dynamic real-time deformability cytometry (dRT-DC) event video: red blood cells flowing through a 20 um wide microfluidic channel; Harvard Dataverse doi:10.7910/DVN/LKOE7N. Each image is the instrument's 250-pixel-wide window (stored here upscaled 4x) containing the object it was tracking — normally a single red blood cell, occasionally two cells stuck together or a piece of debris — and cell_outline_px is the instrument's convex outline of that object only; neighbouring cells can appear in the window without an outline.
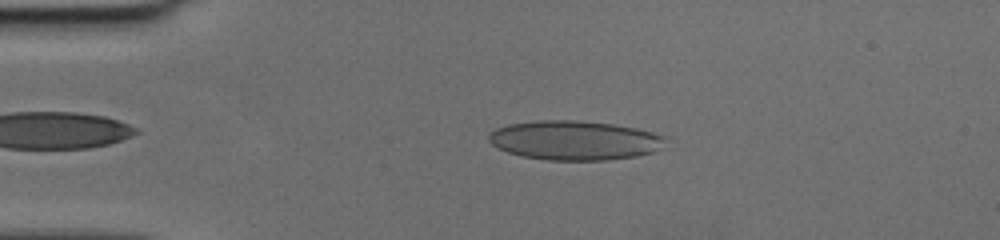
{"species": "human", "species_latin": "Homo sapiens", "temperature_condition": "cold", "stored_images_in_passage": 43, "camera_frame_rate_fps": 3000, "um_per_image_px": 0.085, "donor": {"sex": "female"}, "frame": {"image": 1, "passage_image": 10, "time_ms": 3.0, "image_size_px": [1000, 240], "cell_outline_px": [[664, 136], [652, 152], [636, 156], [604, 160], [548, 160], [520, 156], [508, 152], [492, 144], [488, 140], [488, 136], [496, 128], [512, 124], [540, 120], [572, 120], [612, 124], [652, 132]], "centroid_in_image_um": [48.74, 11.93], "position_along_channel_um": 36.3, "area_um2": 39.59}}
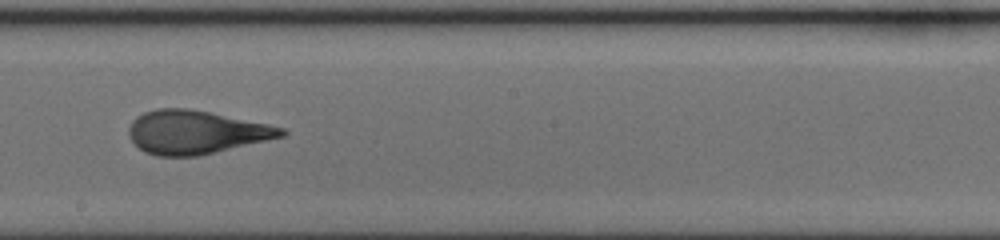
{"frame": {"image": 2, "passage_image": 27, "time_ms": 8.667, "image_size_px": [1000, 240], "cell_outline_px": [[288, 132], [284, 136], [196, 156], [156, 156], [144, 152], [132, 140], [128, 132], [128, 128], [132, 120], [136, 116], [144, 112], [156, 108], [188, 108], [268, 124], [284, 128]], "centroid_in_image_um": [16.61, 11.23], "position_along_channel_um": 231.6, "area_um2": 38.26}}
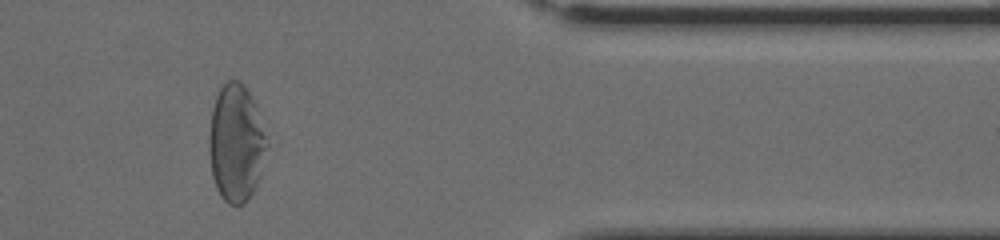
{"frame": {"image": 3, "passage_image": 40, "time_ms": 13.0, "image_size_px": [1000, 240], "cell_outline_px": [[268, 144], [260, 176], [248, 200], [244, 204], [228, 204], [220, 196], [216, 188], [212, 176], [208, 148], [208, 140], [212, 108], [216, 96], [220, 88], [228, 80], [240, 80], [248, 92], [252, 100]], "centroid_in_image_um": [20.03, 12.2], "position_along_channel_um": 391.4, "area_um2": 39.19}}